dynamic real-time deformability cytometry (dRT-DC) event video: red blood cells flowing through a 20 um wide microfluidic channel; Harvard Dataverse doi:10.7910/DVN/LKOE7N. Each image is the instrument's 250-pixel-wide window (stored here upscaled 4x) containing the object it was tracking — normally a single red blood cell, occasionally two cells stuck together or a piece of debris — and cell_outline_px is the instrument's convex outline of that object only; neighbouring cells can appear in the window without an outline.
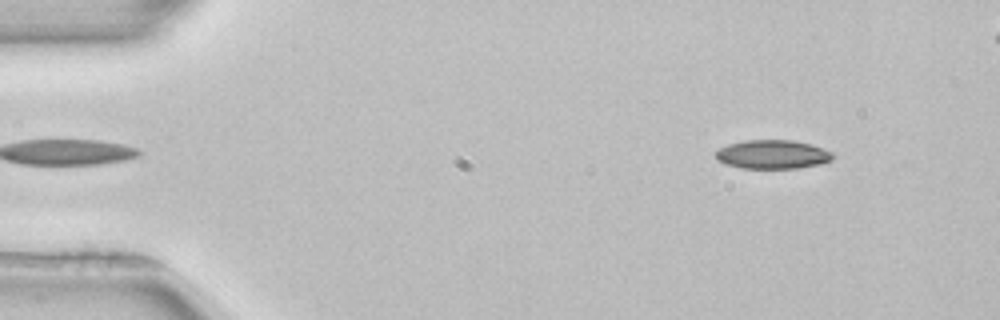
{"species": "common noctule bat (a hibernating species)", "species_latin": "Nyctalus noctula", "temperature_condition": "room temperature", "stored_images_in_passage": 47, "camera_frame_rate_fps": 3000, "um_per_image_px": 0.085, "animal": {"sex": "female", "body_mass_g": 22.7, "forearm_length_mm": 54.2}, "frame": {"image": 1, "passage_image": 2, "time_ms": 0.333, "image_size_px": [1000, 320], "cell_outline_px": [[836, 156], [832, 160], [820, 164], [796, 168], [740, 168], [724, 164], [716, 160], [716, 152], [720, 148], [728, 144], [744, 140], [792, 140], [812, 144], [832, 152]], "centroid_in_image_um": [65.67, 13.12], "position_along_channel_um": 19.3, "area_um2": 19.83}}
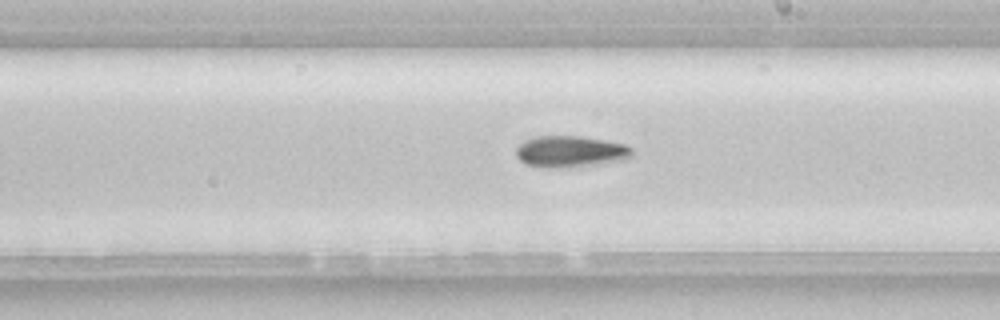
{"frame": {"image": 2, "passage_image": 26, "time_ms": 8.333, "image_size_px": [1000, 320], "cell_outline_px": [[632, 156], [628, 160], [604, 164], [568, 168], [544, 168], [528, 164], [520, 160], [516, 156], [516, 148], [524, 140], [536, 136], [580, 136], [604, 140], [624, 144], [632, 148]], "centroid_in_image_um": [48.52, 12.9], "position_along_channel_um": 240.5, "area_um2": 21.68}}